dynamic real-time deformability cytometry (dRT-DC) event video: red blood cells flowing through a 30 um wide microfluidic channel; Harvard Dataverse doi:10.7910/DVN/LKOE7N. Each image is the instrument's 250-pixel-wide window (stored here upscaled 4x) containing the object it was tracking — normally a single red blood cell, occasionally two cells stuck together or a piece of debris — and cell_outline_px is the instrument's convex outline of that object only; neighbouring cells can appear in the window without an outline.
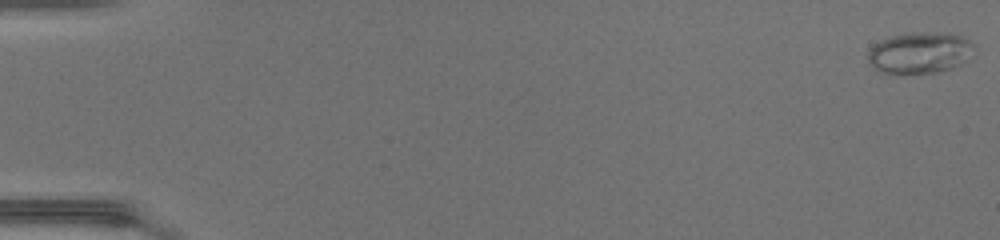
{"species": "common noctule bat (a hibernating species)", "species_latin": "Nyctalus noctula", "temperature_condition": "warm", "stored_images_in_passage": 49, "camera_frame_rate_fps": 3000, "um_per_image_px": 0.085, "animal": {"sex": "female", "body_mass_g": 17.0, "forearm_length_mm": 48.0}, "frame": {"image": 1, "passage_image": 1, "time_ms": 0.0, "image_size_px": [1000, 240], "cell_outline_px": [[972, 44], [960, 64], [936, 72], [880, 72], [868, 60], [868, 52], [876, 44], [892, 36], [912, 32], [936, 32], [960, 36], [968, 40]], "centroid_in_image_um": [78.11, 4.46], "position_along_channel_um": 6.9, "area_um2": 24.16}}
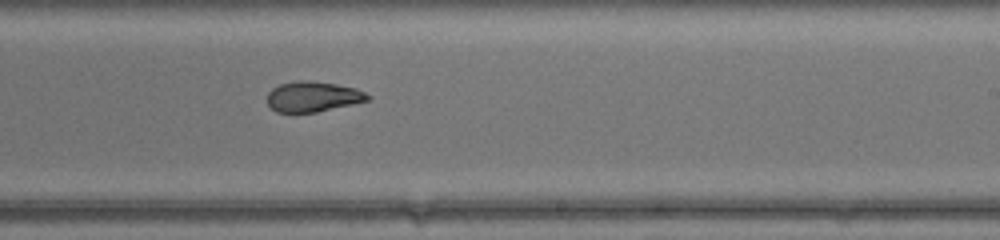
{"frame": {"image": 2, "passage_image": 31, "time_ms": 10.0, "image_size_px": [1000, 240], "cell_outline_px": [[372, 96], [368, 100], [352, 104], [316, 112], [276, 112], [268, 104], [268, 92], [272, 88], [280, 84], [300, 80], [308, 80], [336, 84], [356, 88]], "centroid_in_image_um": [26.6, 8.2], "position_along_channel_um": 262.4, "area_um2": 17.63}}
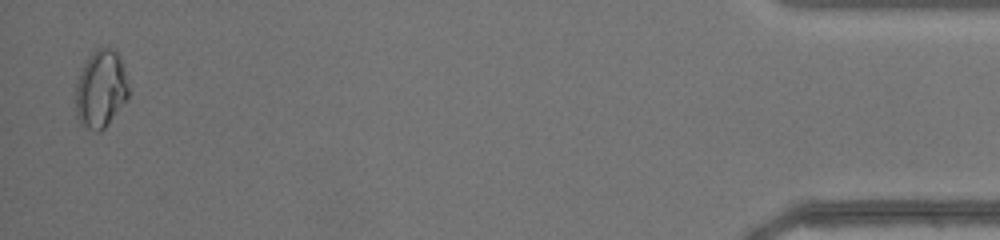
{"frame": {"image": 3, "passage_image": 48, "time_ms": 15.667, "image_size_px": [1000, 240], "cell_outline_px": [[128, 96], [104, 128], [100, 132], [96, 132], [80, 124], [76, 116], [76, 84], [80, 72], [88, 56], [96, 48], [112, 48], [120, 56], [128, 84]], "centroid_in_image_um": [8.54, 7.55], "position_along_channel_um": 426.7, "area_um2": 23.7}, "authors_computed_cell_mechanics": {"area_um2": 20.0566, "velocity_mm_per_s": 4.3916, "shape_relaxation_time_tau1_ms": null, "shape_relaxation_time_tau2_ms": 1.3591, "deformation_change_tau1": null, "deformation_change_tau2": 0.0412}}